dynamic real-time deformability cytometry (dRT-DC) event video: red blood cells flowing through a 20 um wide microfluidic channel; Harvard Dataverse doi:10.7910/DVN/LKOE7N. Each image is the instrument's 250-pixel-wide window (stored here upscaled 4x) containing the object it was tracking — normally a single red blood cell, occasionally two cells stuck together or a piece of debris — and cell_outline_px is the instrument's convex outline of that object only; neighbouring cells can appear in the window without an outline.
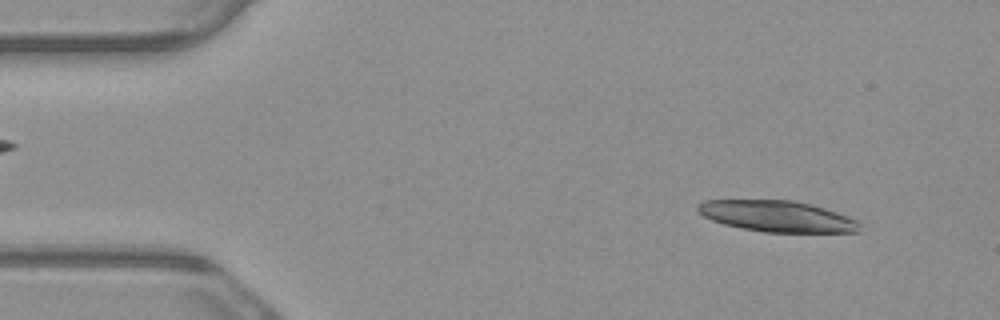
{"species": "common noctule bat (a hibernating species)", "species_latin": "Nyctalus noctula", "temperature_condition": "warm", "stored_images_in_passage": 5, "camera_frame_rate_fps": 3000, "um_per_image_px": 0.085, "animal": {"sex": "male", "body_mass_g": 23.1, "forearm_length_mm": 52.7}, "frame": {"image": 1, "passage_image": 1, "time_ms": 0.0, "image_size_px": [1000, 320], "cell_outline_px": [[860, 232], [764, 232], [740, 228], [724, 224], [712, 220], [696, 212], [696, 204], [704, 200], [792, 200], [824, 208], [848, 216], [856, 220], [860, 224]], "centroid_in_image_um": [66.01, 18.38], "position_along_channel_um": 19.0, "area_um2": 29.36}}